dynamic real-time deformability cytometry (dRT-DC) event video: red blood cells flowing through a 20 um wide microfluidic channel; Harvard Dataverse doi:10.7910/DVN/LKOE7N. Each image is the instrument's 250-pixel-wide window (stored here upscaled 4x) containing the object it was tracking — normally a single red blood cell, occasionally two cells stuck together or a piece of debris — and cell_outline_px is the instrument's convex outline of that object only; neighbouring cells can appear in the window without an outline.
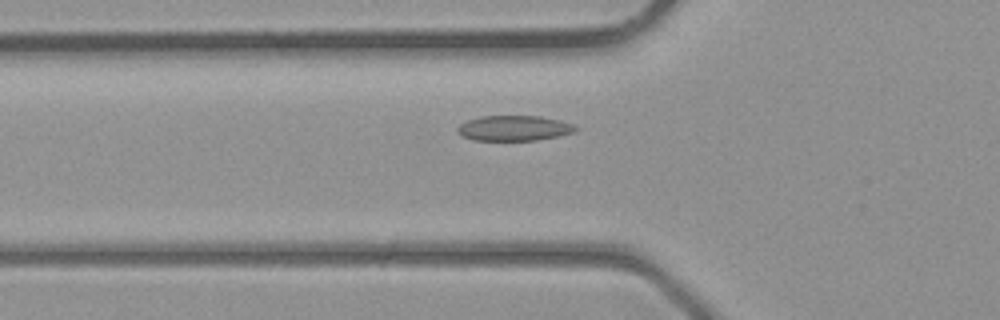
{"species": "common noctule bat (a hibernating species)", "species_latin": "Nyctalus noctula", "temperature_condition": "room temperature", "stored_images_in_passage": 28, "camera_frame_rate_fps": 3000, "um_per_image_px": 0.085, "animal": {"sex": "male", "body_mass_g": 23.1, "forearm_length_mm": 52.7}, "frame": {"image": 1, "passage_image": 4, "time_ms": 1.0, "image_size_px": [1000, 320], "cell_outline_px": [[580, 128], [572, 132], [556, 136], [536, 140], [472, 140], [464, 136], [456, 128], [460, 124], [468, 120], [480, 116], [540, 116], [560, 120], [572, 124]], "centroid_in_image_um": [43.7, 10.88], "position_along_channel_um": 82.1, "area_um2": 17.17}}
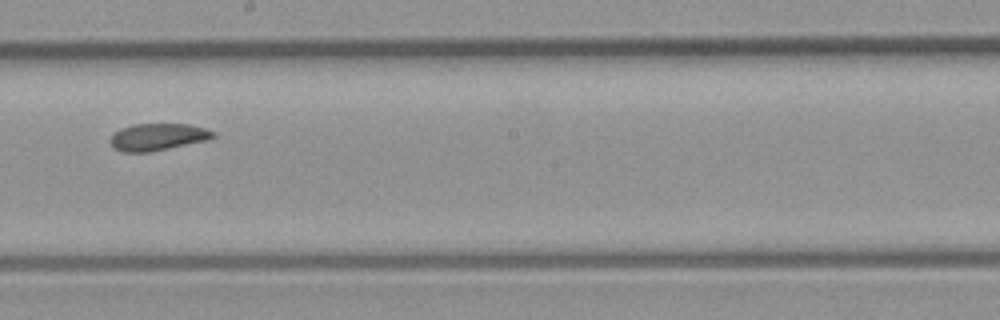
{"frame": {"image": 2, "passage_image": 13, "time_ms": 4.0, "image_size_px": [1000, 320], "cell_outline_px": [[216, 136], [208, 140], [152, 152], [124, 152], [116, 148], [108, 140], [120, 128], [132, 124], [188, 124], [204, 128], [216, 132]], "centroid_in_image_um": [13.44, 11.64], "position_along_channel_um": 234.8, "area_um2": 16.24}}
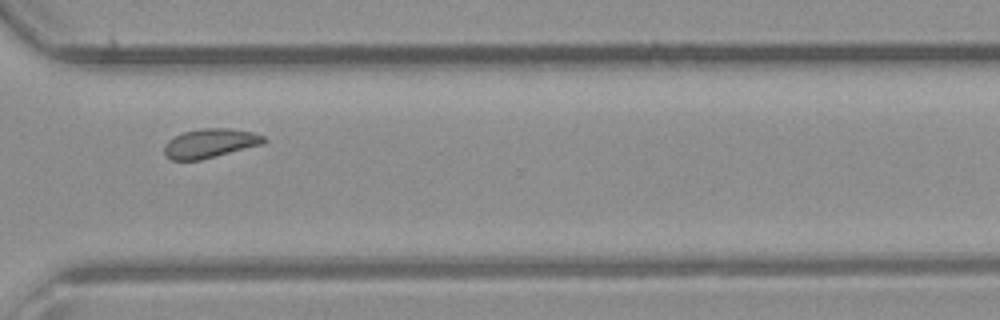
{"frame": {"image": 3, "passage_image": 20, "time_ms": 6.333, "image_size_px": [1000, 320], "cell_outline_px": [[268, 140], [264, 144], [200, 160], [172, 160], [164, 156], [164, 144], [168, 140], [184, 132], [204, 128], [228, 128], [252, 132], [264, 136]], "centroid_in_image_um": [17.86, 12.18], "position_along_channel_um": 352.7, "area_um2": 16.94}}